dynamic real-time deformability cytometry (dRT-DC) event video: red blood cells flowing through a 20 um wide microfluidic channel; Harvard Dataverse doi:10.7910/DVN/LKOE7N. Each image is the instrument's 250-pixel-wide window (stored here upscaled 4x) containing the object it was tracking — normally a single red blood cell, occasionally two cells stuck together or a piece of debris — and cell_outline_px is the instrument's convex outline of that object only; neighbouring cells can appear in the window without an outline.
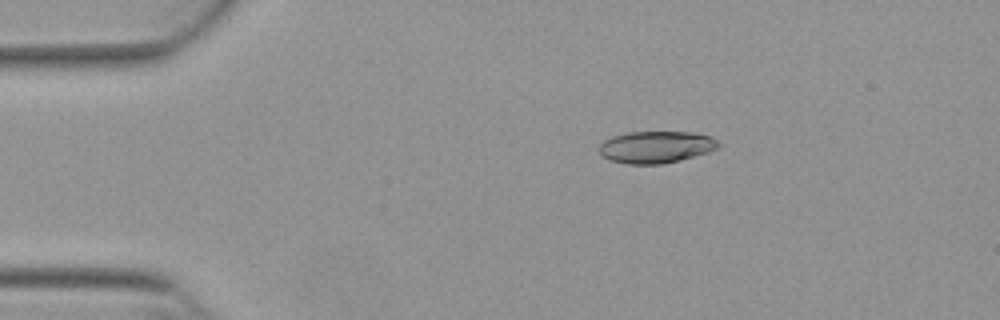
{"species": "Egyptian fruit bat (a non-hibernating species)", "species_latin": "Rousettus aegyptiacus", "temperature_condition": "warm", "stored_images_in_passage": 45, "camera_frame_rate_fps": 3000, "um_per_image_px": 0.085, "animal": {"sex": "female"}, "frame": {"image": 1, "passage_image": 2, "time_ms": 0.333, "image_size_px": [1000, 320], "cell_outline_px": [[720, 148], [708, 152], [680, 160], [664, 164], [628, 164], [612, 160], [600, 156], [600, 144], [604, 140], [612, 136], [628, 132], [688, 132], [712, 136], [720, 144]], "centroid_in_image_um": [55.77, 12.5], "position_along_channel_um": 29.2, "area_um2": 22.25}}
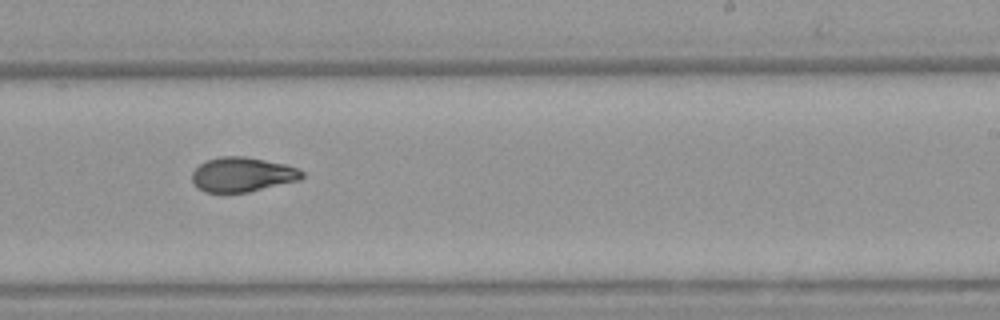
{"frame": {"image": 2, "passage_image": 25, "time_ms": 8.0, "image_size_px": [1000, 320], "cell_outline_px": [[304, 176], [300, 180], [248, 192], [204, 192], [192, 184], [192, 172], [204, 160], [220, 156], [244, 156], [284, 164], [300, 168], [304, 172]], "centroid_in_image_um": [20.59, 14.83], "position_along_channel_um": 268.4, "area_um2": 22.31}}
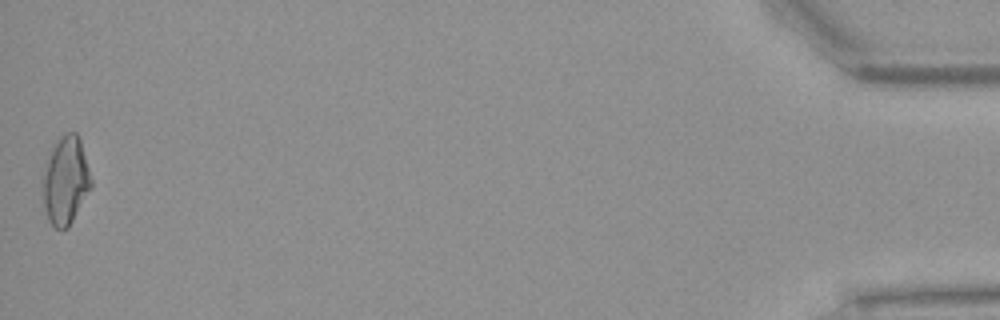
{"frame": {"image": 3, "passage_image": 45, "time_ms": 14.667, "image_size_px": [1000, 320], "cell_outline_px": [[92, 188], [68, 228], [56, 228], [48, 220], [44, 204], [44, 176], [48, 152], [52, 144], [64, 132], [76, 132], [80, 140], [92, 180]], "centroid_in_image_um": [5.59, 15.31], "position_along_channel_um": 429.6, "area_um2": 24.68}, "authors_computed_cell_mechanics": {"area_um2": 22.6576, "velocity_mm_per_s": 3.8735, "shape_relaxation_time_tau1_ms": 5.5858, "shape_relaxation_time_tau2_ms": 2.3212, "deformation_change_tau1": 0.1923, "deformation_change_tau2": 0.083}}